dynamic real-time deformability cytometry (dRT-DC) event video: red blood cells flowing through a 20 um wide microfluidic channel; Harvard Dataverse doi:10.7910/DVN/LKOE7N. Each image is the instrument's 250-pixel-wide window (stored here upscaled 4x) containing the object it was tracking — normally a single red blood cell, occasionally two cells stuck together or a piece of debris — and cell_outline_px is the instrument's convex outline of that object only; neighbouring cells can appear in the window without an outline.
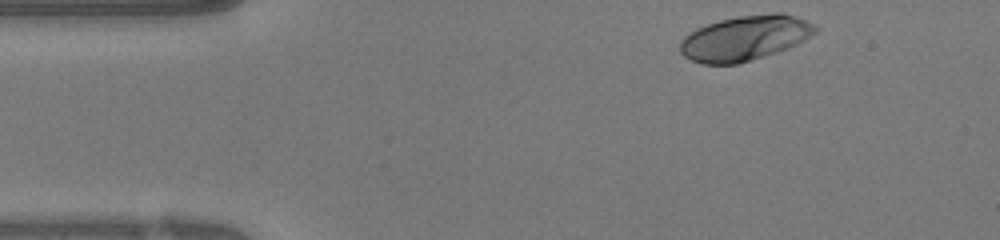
{"species": "human", "species_latin": "Homo sapiens", "temperature_condition": "warm", "stored_images_in_passage": 44, "camera_frame_rate_fps": 3000, "um_per_image_px": 0.085, "donor": {"sex": "female"}, "frame": {"image": 1, "passage_image": 1, "time_ms": 0.0, "image_size_px": [1000, 240], "cell_outline_px": [[820, 28], [816, 32], [804, 40], [796, 44], [776, 52], [736, 64], [700, 64], [684, 56], [680, 52], [680, 40], [688, 32], [696, 28], [720, 20], [740, 16], [772, 12], [780, 12], [796, 16]], "centroid_in_image_um": [63.29, 3.22], "position_along_channel_um": 21.7, "area_um2": 35.32}}
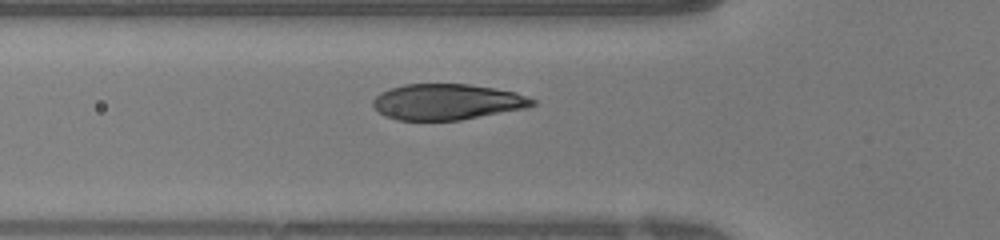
{"frame": {"image": 2, "passage_image": 11, "time_ms": 3.333, "image_size_px": [1000, 240], "cell_outline_px": [[536, 104], [528, 108], [460, 120], [396, 120], [380, 112], [372, 104], [372, 100], [380, 92], [404, 84], [468, 84], [516, 92], [536, 100]], "centroid_in_image_um": [38.03, 8.66], "position_along_channel_um": 87.8, "area_um2": 33.23}}
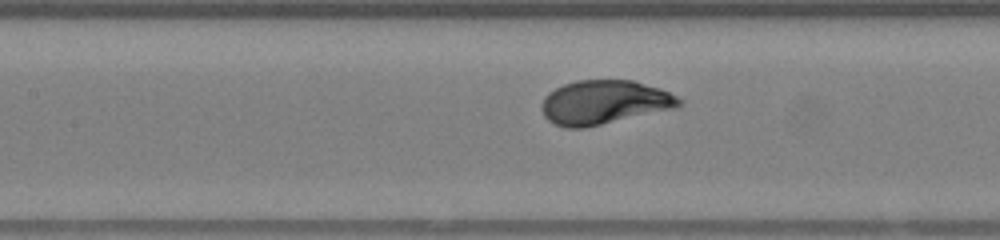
{"frame": {"image": 3, "passage_image": 16, "time_ms": 5.0, "image_size_px": [1000, 240], "cell_outline_px": [[680, 104], [672, 108], [584, 128], [564, 128], [548, 120], [544, 116], [540, 108], [540, 104], [544, 96], [548, 92], [564, 84], [576, 80], [632, 80], [660, 88], [676, 96], [680, 100]], "centroid_in_image_um": [51.26, 8.69], "position_along_channel_um": 156.1, "area_um2": 34.91}, "authors_computed_cell_mechanics": {"area_um2": 34.8823, "velocity_mm_per_s": 4.0689, "shape_relaxation_time_tau1_ms": 1.9745, "shape_relaxation_time_tau2_ms": null, "deformation_change_tau1": 0.1752, "deformation_change_tau2": null}}